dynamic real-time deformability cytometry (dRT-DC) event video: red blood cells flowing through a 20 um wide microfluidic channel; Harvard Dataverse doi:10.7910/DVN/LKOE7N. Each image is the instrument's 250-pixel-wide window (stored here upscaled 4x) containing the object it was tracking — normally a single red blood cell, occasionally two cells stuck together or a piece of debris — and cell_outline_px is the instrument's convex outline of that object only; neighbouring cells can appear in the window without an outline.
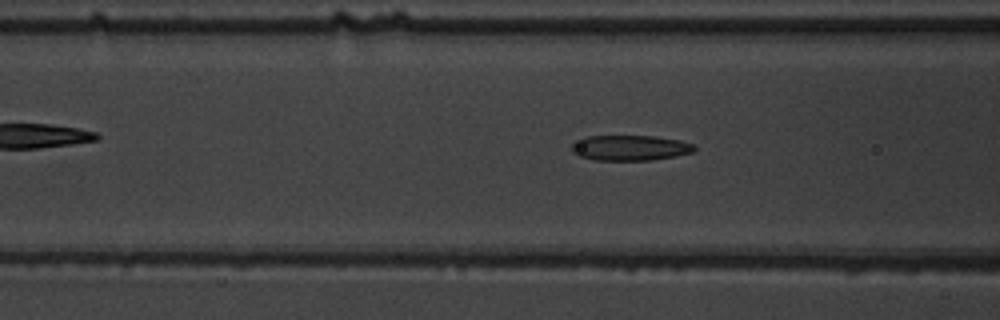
{"species": "common noctule bat (a hibernating species)", "species_latin": "Nyctalus noctula", "temperature_condition": "warm", "stored_images_in_passage": 48, "camera_frame_rate_fps": 3000, "um_per_image_px": 0.085, "animal": {"sex": "male", "body_mass_g": 19.5, "forearm_length_mm": 54.6}, "frame": {"image": 1, "passage_image": 16, "time_ms": 5.0, "image_size_px": [1000, 320], "cell_outline_px": [[696, 148], [692, 152], [676, 156], [652, 160], [592, 160], [580, 156], [572, 152], [568, 148], [572, 144], [584, 136], [652, 136], [680, 140], [692, 144]], "centroid_in_image_um": [53.51, 12.57], "position_along_channel_um": 113.1, "area_um2": 18.21}}
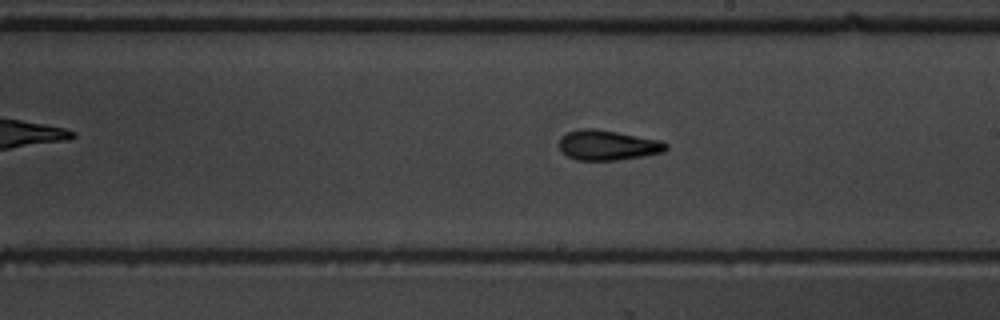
{"frame": {"image": 2, "passage_image": 26, "time_ms": 8.333, "image_size_px": [1000, 320], "cell_outline_px": [[668, 148], [664, 152], [616, 160], [576, 160], [568, 156], [560, 148], [560, 136], [568, 132], [580, 128], [596, 128], [660, 140], [668, 144]], "centroid_in_image_um": [51.65, 12.33], "position_along_channel_um": 237.3, "area_um2": 18.61}}
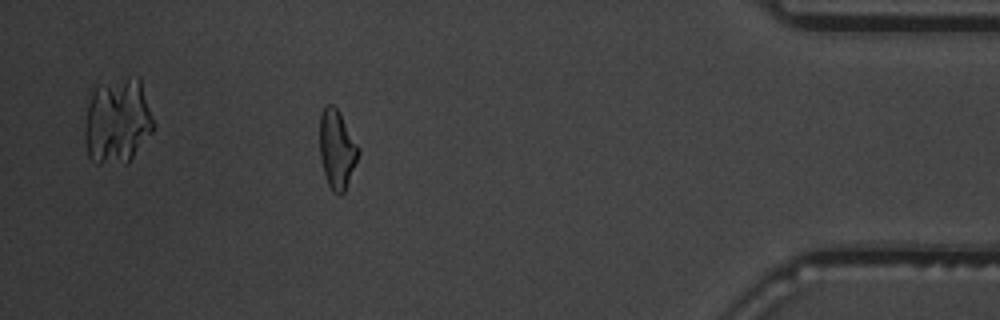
{"frame": {"image": 3, "passage_image": 43, "time_ms": 14.0, "image_size_px": [1000, 320], "cell_outline_px": [[360, 152], [344, 192], [340, 196], [332, 192], [328, 184], [320, 160], [320, 112], [324, 104], [332, 104], [340, 112], [360, 148]], "centroid_in_image_um": [28.63, 12.66], "position_along_channel_um": 406.6, "area_um2": 17.92}}